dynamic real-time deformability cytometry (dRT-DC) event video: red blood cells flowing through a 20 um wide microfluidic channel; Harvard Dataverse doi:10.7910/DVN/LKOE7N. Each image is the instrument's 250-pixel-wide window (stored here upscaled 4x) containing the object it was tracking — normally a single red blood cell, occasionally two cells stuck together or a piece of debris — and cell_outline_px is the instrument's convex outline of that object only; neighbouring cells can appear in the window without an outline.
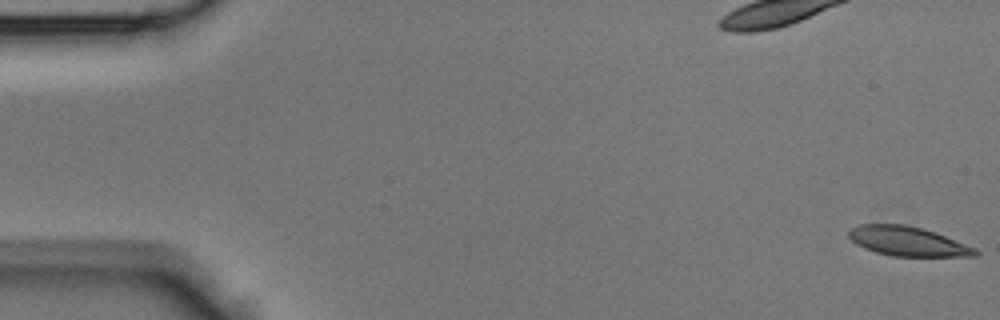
{"species": "Egyptian fruit bat (a non-hibernating species)", "species_latin": "Rousettus aegyptiacus", "temperature_condition": "room temperature", "stored_images_in_passage": 14, "camera_frame_rate_fps": 3000, "um_per_image_px": 0.085, "animal": {"sex": "male"}, "frame": {"image": 1, "passage_image": 1, "time_ms": 0.0, "image_size_px": [1000, 320], "cell_outline_px": [[980, 256], [892, 256], [876, 252], [864, 248], [856, 244], [848, 236], [848, 232], [852, 228], [860, 224], [904, 224], [924, 228], [976, 248], [980, 252]], "centroid_in_image_um": [77.17, 20.51], "position_along_channel_um": 7.8, "area_um2": 21.68}}